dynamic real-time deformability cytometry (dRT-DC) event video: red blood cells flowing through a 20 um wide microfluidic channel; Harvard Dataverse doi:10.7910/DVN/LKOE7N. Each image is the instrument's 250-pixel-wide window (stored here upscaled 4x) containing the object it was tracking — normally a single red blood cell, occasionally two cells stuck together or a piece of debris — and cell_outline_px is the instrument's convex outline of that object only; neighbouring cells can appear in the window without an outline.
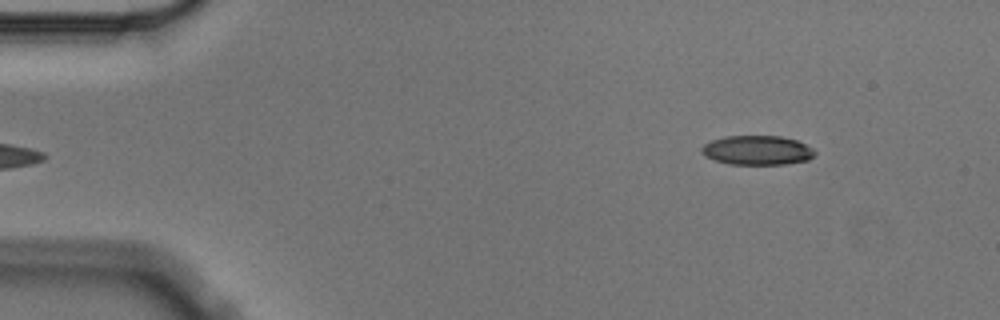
{"species": "Egyptian fruit bat (a non-hibernating species)", "species_latin": "Rousettus aegyptiacus", "temperature_condition": "cold", "stored_images_in_passage": 5, "segment_of_instrument_passage": [2, 2], "camera_frame_rate_fps": 3000, "um_per_image_px": 0.085, "animal": {"sex": "male"}, "frame": {"image": 1, "passage_image": 5, "time_ms": 1.333, "image_size_px": [1000, 320], "cell_outline_px": [[816, 152], [808, 160], [784, 164], [728, 164], [704, 156], [700, 152], [700, 148], [704, 144], [712, 140], [724, 136], [780, 136], [796, 140], [812, 148]], "centroid_in_image_um": [64.32, 12.77], "position_along_channel_um": 20.7, "area_um2": 19.31}}